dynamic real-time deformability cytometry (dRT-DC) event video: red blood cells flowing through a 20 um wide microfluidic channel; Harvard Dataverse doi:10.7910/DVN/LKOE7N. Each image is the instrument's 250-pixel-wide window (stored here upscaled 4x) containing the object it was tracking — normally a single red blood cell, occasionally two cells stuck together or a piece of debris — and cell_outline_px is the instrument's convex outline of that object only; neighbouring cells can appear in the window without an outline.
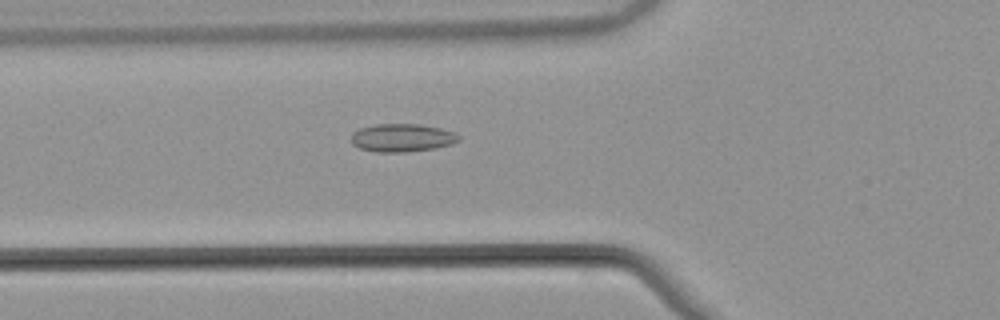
{"species": "common noctule bat (a hibernating species)", "species_latin": "Nyctalus noctula", "temperature_condition": "warm", "stored_images_in_passage": 54, "camera_frame_rate_fps": 3000, "um_per_image_px": 0.085, "animal": {"sex": "male", "body_mass_g": 21.5, "forearm_length_mm": 52.0}, "frame": {"image": 1, "passage_image": 20, "time_ms": 6.333, "image_size_px": [1000, 320], "cell_outline_px": [[460, 140], [452, 144], [436, 148], [408, 152], [376, 152], [360, 148], [352, 144], [352, 132], [360, 128], [376, 124], [420, 124], [440, 128], [456, 132], [460, 136]], "centroid_in_image_um": [34.21, 11.71], "position_along_channel_um": 91.6, "area_um2": 17.74}}
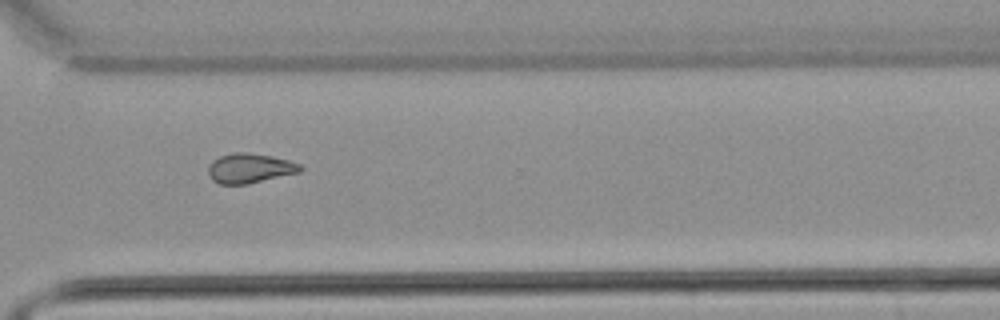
{"frame": {"image": 2, "passage_image": 40, "time_ms": 13.0, "image_size_px": [1000, 320], "cell_outline_px": [[304, 168], [300, 172], [248, 184], [220, 184], [212, 180], [208, 176], [208, 164], [212, 160], [220, 156], [236, 152], [248, 152], [272, 156], [288, 160], [300, 164]], "centroid_in_image_um": [21.21, 14.3], "position_along_channel_um": 349.4, "area_um2": 16.07}}
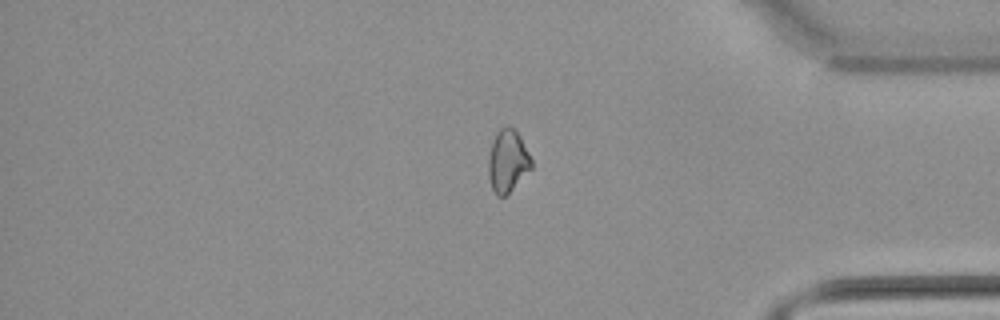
{"frame": {"image": 3, "passage_image": 45, "time_ms": 14.667, "image_size_px": [1000, 320], "cell_outline_px": [[532, 168], [504, 196], [496, 196], [492, 188], [488, 176], [488, 160], [492, 140], [496, 132], [504, 124], [508, 124], [520, 136], [532, 160]], "centroid_in_image_um": [43.13, 13.65], "position_along_channel_um": 392.1, "area_um2": 15.61}, "authors_computed_cell_mechanics": {"area_um2": 16.6753, "velocity_mm_per_s": 3.8606, "shape_relaxation_time_tau1_ms": null, "shape_relaxation_time_tau2_ms": 2.1597, "deformation_change_tau1": null, "deformation_change_tau2": 0.0628}}